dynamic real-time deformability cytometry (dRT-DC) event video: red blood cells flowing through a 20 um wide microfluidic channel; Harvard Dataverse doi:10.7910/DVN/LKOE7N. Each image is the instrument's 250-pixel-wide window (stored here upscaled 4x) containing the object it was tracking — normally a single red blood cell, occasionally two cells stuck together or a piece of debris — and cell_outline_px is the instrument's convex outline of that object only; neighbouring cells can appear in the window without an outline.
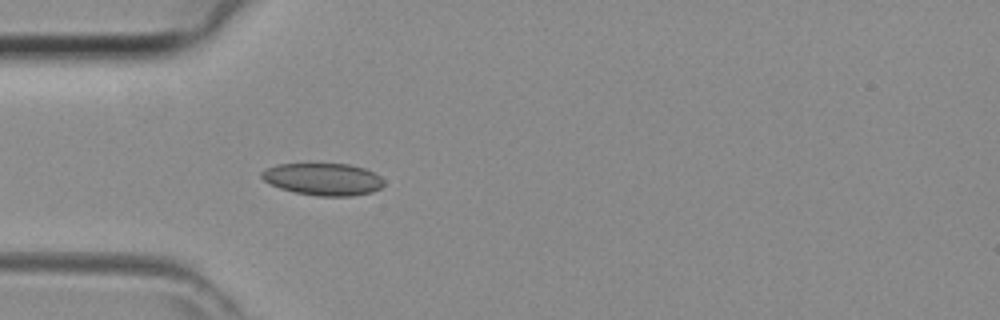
{"species": "common noctule bat (a hibernating species)", "species_latin": "Nyctalus noctula", "temperature_condition": "room temperature", "stored_images_in_passage": 29, "camera_frame_rate_fps": 3000, "um_per_image_px": 0.085, "animal": {"sex": "female", "body_mass_g": 29.2, "forearm_length_mm": 56.3}, "frame": {"image": 1, "passage_image": 4, "time_ms": 1.0, "image_size_px": [1000, 320], "cell_outline_px": [[384, 184], [380, 188], [372, 192], [352, 196], [320, 196], [296, 192], [280, 188], [264, 180], [260, 176], [260, 172], [264, 168], [276, 164], [348, 164], [364, 168], [380, 176], [384, 180]], "centroid_in_image_um": [27.46, 15.22], "position_along_channel_um": 57.5, "area_um2": 22.89}}
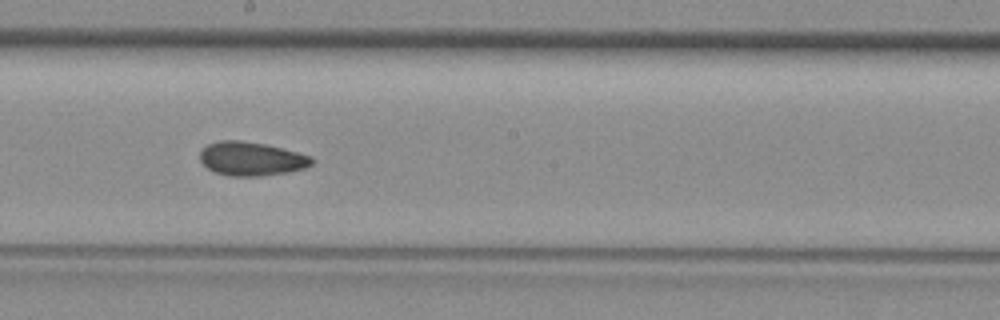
{"frame": {"image": 2, "passage_image": 15, "time_ms": 4.667, "image_size_px": [1000, 320], "cell_outline_px": [[316, 160], [312, 164], [304, 168], [288, 172], [260, 176], [228, 176], [216, 172], [208, 168], [200, 160], [200, 152], [208, 144], [220, 140], [240, 140], [264, 144], [312, 156]], "centroid_in_image_um": [21.38, 13.5], "position_along_channel_um": 226.8, "area_um2": 21.91}}
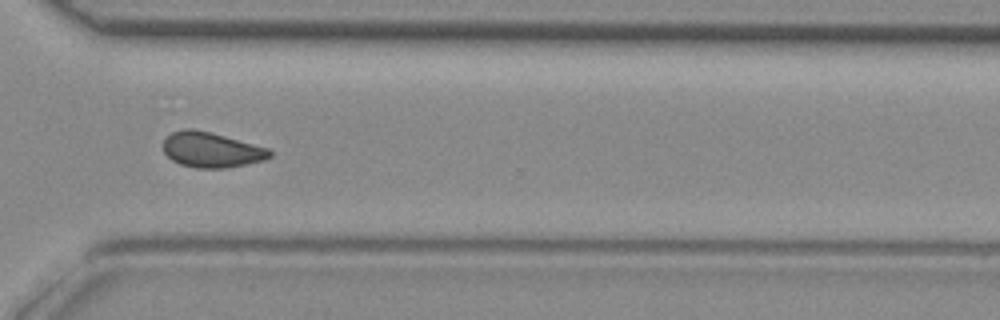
{"frame": {"image": 3, "passage_image": 23, "time_ms": 7.333, "image_size_px": [1000, 320], "cell_outline_px": [[272, 156], [264, 160], [248, 164], [228, 168], [196, 168], [180, 164], [172, 160], [164, 152], [164, 140], [172, 132], [184, 128], [192, 128], [224, 136], [268, 148], [272, 152]], "centroid_in_image_um": [17.97, 12.75], "position_along_channel_um": 352.6, "area_um2": 21.73}}